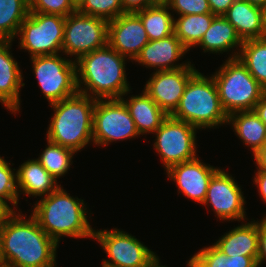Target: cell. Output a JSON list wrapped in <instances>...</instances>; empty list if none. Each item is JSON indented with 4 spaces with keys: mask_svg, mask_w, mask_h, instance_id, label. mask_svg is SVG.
<instances>
[{
    "mask_svg": "<svg viewBox=\"0 0 266 267\" xmlns=\"http://www.w3.org/2000/svg\"><path fill=\"white\" fill-rule=\"evenodd\" d=\"M59 244L22 211H14L0 226V256L4 267H56Z\"/></svg>",
    "mask_w": 266,
    "mask_h": 267,
    "instance_id": "6da1fadb",
    "label": "cell"
},
{
    "mask_svg": "<svg viewBox=\"0 0 266 267\" xmlns=\"http://www.w3.org/2000/svg\"><path fill=\"white\" fill-rule=\"evenodd\" d=\"M128 60L109 45L81 56L76 61L78 92L96 100L120 99L132 93L126 78Z\"/></svg>",
    "mask_w": 266,
    "mask_h": 267,
    "instance_id": "7a4b0ae2",
    "label": "cell"
},
{
    "mask_svg": "<svg viewBox=\"0 0 266 267\" xmlns=\"http://www.w3.org/2000/svg\"><path fill=\"white\" fill-rule=\"evenodd\" d=\"M86 205L84 199L71 196L60 184L54 192L35 202L31 215L58 244L63 237L93 239L94 228L88 221Z\"/></svg>",
    "mask_w": 266,
    "mask_h": 267,
    "instance_id": "3957f363",
    "label": "cell"
},
{
    "mask_svg": "<svg viewBox=\"0 0 266 267\" xmlns=\"http://www.w3.org/2000/svg\"><path fill=\"white\" fill-rule=\"evenodd\" d=\"M96 99L77 93L49 104L53 115L46 132L48 141L75 153L93 143V112Z\"/></svg>",
    "mask_w": 266,
    "mask_h": 267,
    "instance_id": "277c9868",
    "label": "cell"
},
{
    "mask_svg": "<svg viewBox=\"0 0 266 267\" xmlns=\"http://www.w3.org/2000/svg\"><path fill=\"white\" fill-rule=\"evenodd\" d=\"M172 117L197 129H216L227 125L228 115L220 102L217 85L212 77L199 72L189 79Z\"/></svg>",
    "mask_w": 266,
    "mask_h": 267,
    "instance_id": "5b68a950",
    "label": "cell"
},
{
    "mask_svg": "<svg viewBox=\"0 0 266 267\" xmlns=\"http://www.w3.org/2000/svg\"><path fill=\"white\" fill-rule=\"evenodd\" d=\"M218 69L212 77L227 115L237 111L253 110L266 94V90L249 73L239 58H227Z\"/></svg>",
    "mask_w": 266,
    "mask_h": 267,
    "instance_id": "8992f818",
    "label": "cell"
},
{
    "mask_svg": "<svg viewBox=\"0 0 266 267\" xmlns=\"http://www.w3.org/2000/svg\"><path fill=\"white\" fill-rule=\"evenodd\" d=\"M66 17L29 12L22 22L17 38L21 50L31 57L62 53Z\"/></svg>",
    "mask_w": 266,
    "mask_h": 267,
    "instance_id": "52a82bcc",
    "label": "cell"
},
{
    "mask_svg": "<svg viewBox=\"0 0 266 267\" xmlns=\"http://www.w3.org/2000/svg\"><path fill=\"white\" fill-rule=\"evenodd\" d=\"M63 55L59 53L30 58L34 77L49 104L78 93L76 62Z\"/></svg>",
    "mask_w": 266,
    "mask_h": 267,
    "instance_id": "ba28073f",
    "label": "cell"
},
{
    "mask_svg": "<svg viewBox=\"0 0 266 267\" xmlns=\"http://www.w3.org/2000/svg\"><path fill=\"white\" fill-rule=\"evenodd\" d=\"M93 239L100 243L99 245L108 256V259L102 260L101 266L152 267L159 260L156 252L120 228L94 229Z\"/></svg>",
    "mask_w": 266,
    "mask_h": 267,
    "instance_id": "9c48e42d",
    "label": "cell"
},
{
    "mask_svg": "<svg viewBox=\"0 0 266 267\" xmlns=\"http://www.w3.org/2000/svg\"><path fill=\"white\" fill-rule=\"evenodd\" d=\"M191 124L168 115L153 133V148L162 161L165 171L172 165L198 157L196 131Z\"/></svg>",
    "mask_w": 266,
    "mask_h": 267,
    "instance_id": "30bf717a",
    "label": "cell"
},
{
    "mask_svg": "<svg viewBox=\"0 0 266 267\" xmlns=\"http://www.w3.org/2000/svg\"><path fill=\"white\" fill-rule=\"evenodd\" d=\"M108 24L99 17L71 13L65 19L62 53L76 62L81 56L107 46Z\"/></svg>",
    "mask_w": 266,
    "mask_h": 267,
    "instance_id": "8fae6325",
    "label": "cell"
},
{
    "mask_svg": "<svg viewBox=\"0 0 266 267\" xmlns=\"http://www.w3.org/2000/svg\"><path fill=\"white\" fill-rule=\"evenodd\" d=\"M140 137L129 110L121 99L96 100L93 112V144L107 146Z\"/></svg>",
    "mask_w": 266,
    "mask_h": 267,
    "instance_id": "7c38bea8",
    "label": "cell"
},
{
    "mask_svg": "<svg viewBox=\"0 0 266 267\" xmlns=\"http://www.w3.org/2000/svg\"><path fill=\"white\" fill-rule=\"evenodd\" d=\"M235 177L224 169H219L211 178L202 206L211 207L222 221L247 222L246 200Z\"/></svg>",
    "mask_w": 266,
    "mask_h": 267,
    "instance_id": "4fadbf2b",
    "label": "cell"
},
{
    "mask_svg": "<svg viewBox=\"0 0 266 267\" xmlns=\"http://www.w3.org/2000/svg\"><path fill=\"white\" fill-rule=\"evenodd\" d=\"M191 62L175 70L154 71L146 81L144 91L167 114L179 105L189 79L198 71Z\"/></svg>",
    "mask_w": 266,
    "mask_h": 267,
    "instance_id": "5bb4252c",
    "label": "cell"
},
{
    "mask_svg": "<svg viewBox=\"0 0 266 267\" xmlns=\"http://www.w3.org/2000/svg\"><path fill=\"white\" fill-rule=\"evenodd\" d=\"M196 157L193 160L172 165L165 172L171 181L176 183L178 194L183 193L188 199L203 204L212 176L219 167L202 162Z\"/></svg>",
    "mask_w": 266,
    "mask_h": 267,
    "instance_id": "9a60e30c",
    "label": "cell"
},
{
    "mask_svg": "<svg viewBox=\"0 0 266 267\" xmlns=\"http://www.w3.org/2000/svg\"><path fill=\"white\" fill-rule=\"evenodd\" d=\"M148 42L143 23L135 12L123 13L109 21L108 45L132 63Z\"/></svg>",
    "mask_w": 266,
    "mask_h": 267,
    "instance_id": "2e32d148",
    "label": "cell"
},
{
    "mask_svg": "<svg viewBox=\"0 0 266 267\" xmlns=\"http://www.w3.org/2000/svg\"><path fill=\"white\" fill-rule=\"evenodd\" d=\"M187 52L177 36L172 34L163 39L149 40L134 62L155 71L175 70L186 67L191 62L185 60L179 63Z\"/></svg>",
    "mask_w": 266,
    "mask_h": 267,
    "instance_id": "e0dca14e",
    "label": "cell"
},
{
    "mask_svg": "<svg viewBox=\"0 0 266 267\" xmlns=\"http://www.w3.org/2000/svg\"><path fill=\"white\" fill-rule=\"evenodd\" d=\"M12 42L0 40V103L16 115L20 112V91L25 83L22 70L10 51Z\"/></svg>",
    "mask_w": 266,
    "mask_h": 267,
    "instance_id": "ac0fdd59",
    "label": "cell"
},
{
    "mask_svg": "<svg viewBox=\"0 0 266 267\" xmlns=\"http://www.w3.org/2000/svg\"><path fill=\"white\" fill-rule=\"evenodd\" d=\"M259 242V220L242 222L225 232L213 243L226 256H257Z\"/></svg>",
    "mask_w": 266,
    "mask_h": 267,
    "instance_id": "d6986e66",
    "label": "cell"
},
{
    "mask_svg": "<svg viewBox=\"0 0 266 267\" xmlns=\"http://www.w3.org/2000/svg\"><path fill=\"white\" fill-rule=\"evenodd\" d=\"M18 195L23 194L37 199L48 196L60 185L37 159L22 163L16 171Z\"/></svg>",
    "mask_w": 266,
    "mask_h": 267,
    "instance_id": "ffe728a7",
    "label": "cell"
},
{
    "mask_svg": "<svg viewBox=\"0 0 266 267\" xmlns=\"http://www.w3.org/2000/svg\"><path fill=\"white\" fill-rule=\"evenodd\" d=\"M242 43L234 26L224 16H216L197 46L204 53L220 55V53L231 52L228 59H232L238 58Z\"/></svg>",
    "mask_w": 266,
    "mask_h": 267,
    "instance_id": "44dd1931",
    "label": "cell"
},
{
    "mask_svg": "<svg viewBox=\"0 0 266 267\" xmlns=\"http://www.w3.org/2000/svg\"><path fill=\"white\" fill-rule=\"evenodd\" d=\"M242 41L266 37L262 8L245 0H235L223 15Z\"/></svg>",
    "mask_w": 266,
    "mask_h": 267,
    "instance_id": "7402d4cb",
    "label": "cell"
},
{
    "mask_svg": "<svg viewBox=\"0 0 266 267\" xmlns=\"http://www.w3.org/2000/svg\"><path fill=\"white\" fill-rule=\"evenodd\" d=\"M141 92L127 99L124 98L126 95H123L120 99L127 106L138 133L143 136L153 134L168 115L144 90Z\"/></svg>",
    "mask_w": 266,
    "mask_h": 267,
    "instance_id": "603a6c76",
    "label": "cell"
},
{
    "mask_svg": "<svg viewBox=\"0 0 266 267\" xmlns=\"http://www.w3.org/2000/svg\"><path fill=\"white\" fill-rule=\"evenodd\" d=\"M230 124L244 146L250 147L252 156L266 144V125L253 110L231 113L227 121Z\"/></svg>",
    "mask_w": 266,
    "mask_h": 267,
    "instance_id": "cb8c5ba5",
    "label": "cell"
},
{
    "mask_svg": "<svg viewBox=\"0 0 266 267\" xmlns=\"http://www.w3.org/2000/svg\"><path fill=\"white\" fill-rule=\"evenodd\" d=\"M215 17L213 13L174 17V34L190 51L200 43Z\"/></svg>",
    "mask_w": 266,
    "mask_h": 267,
    "instance_id": "d4e9b609",
    "label": "cell"
},
{
    "mask_svg": "<svg viewBox=\"0 0 266 267\" xmlns=\"http://www.w3.org/2000/svg\"><path fill=\"white\" fill-rule=\"evenodd\" d=\"M141 19L149 40H159L174 34V14L162 1L135 12Z\"/></svg>",
    "mask_w": 266,
    "mask_h": 267,
    "instance_id": "484cf974",
    "label": "cell"
},
{
    "mask_svg": "<svg viewBox=\"0 0 266 267\" xmlns=\"http://www.w3.org/2000/svg\"><path fill=\"white\" fill-rule=\"evenodd\" d=\"M257 256H226L214 245L204 247L187 262L188 267H257Z\"/></svg>",
    "mask_w": 266,
    "mask_h": 267,
    "instance_id": "4316f807",
    "label": "cell"
},
{
    "mask_svg": "<svg viewBox=\"0 0 266 267\" xmlns=\"http://www.w3.org/2000/svg\"><path fill=\"white\" fill-rule=\"evenodd\" d=\"M238 58L266 90V37L243 41Z\"/></svg>",
    "mask_w": 266,
    "mask_h": 267,
    "instance_id": "83f0119b",
    "label": "cell"
},
{
    "mask_svg": "<svg viewBox=\"0 0 266 267\" xmlns=\"http://www.w3.org/2000/svg\"><path fill=\"white\" fill-rule=\"evenodd\" d=\"M29 14V0H0V40L14 41Z\"/></svg>",
    "mask_w": 266,
    "mask_h": 267,
    "instance_id": "f1b7e54d",
    "label": "cell"
},
{
    "mask_svg": "<svg viewBox=\"0 0 266 267\" xmlns=\"http://www.w3.org/2000/svg\"><path fill=\"white\" fill-rule=\"evenodd\" d=\"M46 141L47 146L36 159L57 180L68 173L76 153L64 146Z\"/></svg>",
    "mask_w": 266,
    "mask_h": 267,
    "instance_id": "f546056e",
    "label": "cell"
},
{
    "mask_svg": "<svg viewBox=\"0 0 266 267\" xmlns=\"http://www.w3.org/2000/svg\"><path fill=\"white\" fill-rule=\"evenodd\" d=\"M11 162L0 156V199L4 201L13 211L18 209L19 197L17 188L16 169L12 168ZM11 206H10V204ZM13 205V206H12Z\"/></svg>",
    "mask_w": 266,
    "mask_h": 267,
    "instance_id": "4dcf8cb0",
    "label": "cell"
},
{
    "mask_svg": "<svg viewBox=\"0 0 266 267\" xmlns=\"http://www.w3.org/2000/svg\"><path fill=\"white\" fill-rule=\"evenodd\" d=\"M77 11L107 21L114 20L119 15L126 13L121 0H83L77 7Z\"/></svg>",
    "mask_w": 266,
    "mask_h": 267,
    "instance_id": "1f68e13d",
    "label": "cell"
},
{
    "mask_svg": "<svg viewBox=\"0 0 266 267\" xmlns=\"http://www.w3.org/2000/svg\"><path fill=\"white\" fill-rule=\"evenodd\" d=\"M75 11L77 7L71 0H29V12L67 17Z\"/></svg>",
    "mask_w": 266,
    "mask_h": 267,
    "instance_id": "d6a6232c",
    "label": "cell"
},
{
    "mask_svg": "<svg viewBox=\"0 0 266 267\" xmlns=\"http://www.w3.org/2000/svg\"><path fill=\"white\" fill-rule=\"evenodd\" d=\"M163 2L172 13H176V16L212 13L208 0H163Z\"/></svg>",
    "mask_w": 266,
    "mask_h": 267,
    "instance_id": "836d02e7",
    "label": "cell"
},
{
    "mask_svg": "<svg viewBox=\"0 0 266 267\" xmlns=\"http://www.w3.org/2000/svg\"><path fill=\"white\" fill-rule=\"evenodd\" d=\"M266 260V218H261L259 221V242H258V255L257 267H260Z\"/></svg>",
    "mask_w": 266,
    "mask_h": 267,
    "instance_id": "e575fe53",
    "label": "cell"
},
{
    "mask_svg": "<svg viewBox=\"0 0 266 267\" xmlns=\"http://www.w3.org/2000/svg\"><path fill=\"white\" fill-rule=\"evenodd\" d=\"M162 1L163 0H121V4L125 12H137Z\"/></svg>",
    "mask_w": 266,
    "mask_h": 267,
    "instance_id": "d590c367",
    "label": "cell"
},
{
    "mask_svg": "<svg viewBox=\"0 0 266 267\" xmlns=\"http://www.w3.org/2000/svg\"><path fill=\"white\" fill-rule=\"evenodd\" d=\"M256 171L253 177V183L258 189V195H260V198H262L263 202L266 203V170ZM264 215L265 216H263V218H266V214Z\"/></svg>",
    "mask_w": 266,
    "mask_h": 267,
    "instance_id": "8d00e7d4",
    "label": "cell"
},
{
    "mask_svg": "<svg viewBox=\"0 0 266 267\" xmlns=\"http://www.w3.org/2000/svg\"><path fill=\"white\" fill-rule=\"evenodd\" d=\"M235 0H208L211 12L216 16H223Z\"/></svg>",
    "mask_w": 266,
    "mask_h": 267,
    "instance_id": "74e56055",
    "label": "cell"
},
{
    "mask_svg": "<svg viewBox=\"0 0 266 267\" xmlns=\"http://www.w3.org/2000/svg\"><path fill=\"white\" fill-rule=\"evenodd\" d=\"M257 170H266V144L253 155Z\"/></svg>",
    "mask_w": 266,
    "mask_h": 267,
    "instance_id": "f35d334b",
    "label": "cell"
},
{
    "mask_svg": "<svg viewBox=\"0 0 266 267\" xmlns=\"http://www.w3.org/2000/svg\"><path fill=\"white\" fill-rule=\"evenodd\" d=\"M253 111L259 119L266 125V94L255 105Z\"/></svg>",
    "mask_w": 266,
    "mask_h": 267,
    "instance_id": "ab89813d",
    "label": "cell"
},
{
    "mask_svg": "<svg viewBox=\"0 0 266 267\" xmlns=\"http://www.w3.org/2000/svg\"><path fill=\"white\" fill-rule=\"evenodd\" d=\"M13 212L14 211L4 201L0 199V226Z\"/></svg>",
    "mask_w": 266,
    "mask_h": 267,
    "instance_id": "60d3db41",
    "label": "cell"
},
{
    "mask_svg": "<svg viewBox=\"0 0 266 267\" xmlns=\"http://www.w3.org/2000/svg\"><path fill=\"white\" fill-rule=\"evenodd\" d=\"M249 2L251 5L257 6L262 8L263 5L266 3V0H245Z\"/></svg>",
    "mask_w": 266,
    "mask_h": 267,
    "instance_id": "b9f144b4",
    "label": "cell"
},
{
    "mask_svg": "<svg viewBox=\"0 0 266 267\" xmlns=\"http://www.w3.org/2000/svg\"><path fill=\"white\" fill-rule=\"evenodd\" d=\"M262 15H263V24H264L265 29H266V3L262 7Z\"/></svg>",
    "mask_w": 266,
    "mask_h": 267,
    "instance_id": "7bdbcfd3",
    "label": "cell"
},
{
    "mask_svg": "<svg viewBox=\"0 0 266 267\" xmlns=\"http://www.w3.org/2000/svg\"><path fill=\"white\" fill-rule=\"evenodd\" d=\"M152 267H167V266L161 265V262H160V259H159Z\"/></svg>",
    "mask_w": 266,
    "mask_h": 267,
    "instance_id": "ee69618b",
    "label": "cell"
},
{
    "mask_svg": "<svg viewBox=\"0 0 266 267\" xmlns=\"http://www.w3.org/2000/svg\"><path fill=\"white\" fill-rule=\"evenodd\" d=\"M72 2H73V4L76 6V7H78L80 4H81V2L83 1V0H71Z\"/></svg>",
    "mask_w": 266,
    "mask_h": 267,
    "instance_id": "f6af8a7d",
    "label": "cell"
},
{
    "mask_svg": "<svg viewBox=\"0 0 266 267\" xmlns=\"http://www.w3.org/2000/svg\"><path fill=\"white\" fill-rule=\"evenodd\" d=\"M0 267H4L0 256Z\"/></svg>",
    "mask_w": 266,
    "mask_h": 267,
    "instance_id": "bcb514c9",
    "label": "cell"
}]
</instances>
